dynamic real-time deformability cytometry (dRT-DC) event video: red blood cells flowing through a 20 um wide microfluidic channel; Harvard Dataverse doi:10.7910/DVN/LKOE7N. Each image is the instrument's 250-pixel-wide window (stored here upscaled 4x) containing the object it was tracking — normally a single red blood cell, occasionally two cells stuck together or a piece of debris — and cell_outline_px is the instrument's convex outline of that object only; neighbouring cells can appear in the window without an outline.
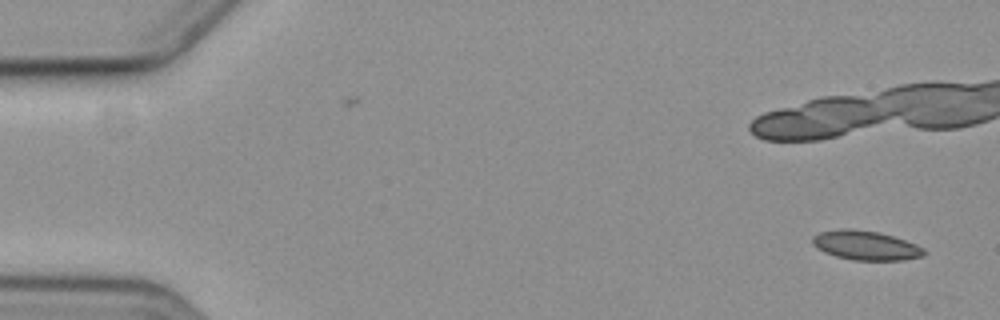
{"species": "common noctule bat (a hibernating species)", "species_latin": "Nyctalus noctula", "temperature_condition": "cold", "stored_images_in_passage": 2, "camera_frame_rate_fps": 3000, "um_per_image_px": 0.085, "animal": {"sex": "female", "body_mass_g": 19.3, "forearm_length_mm": 54.1}, "frame": {"image": 1, "passage_image": 2, "time_ms": 1.0, "image_size_px": [1000, 320], "cell_outline_px": [[928, 252], [924, 256], [904, 260], [852, 260], [836, 256], [824, 252], [816, 248], [812, 244], [812, 236], [820, 232], [840, 228], [852, 228], [880, 232], [916, 244], [924, 248]], "centroid_in_image_um": [73.59, 20.85], "position_along_channel_um": 11.4, "area_um2": 19.31}}